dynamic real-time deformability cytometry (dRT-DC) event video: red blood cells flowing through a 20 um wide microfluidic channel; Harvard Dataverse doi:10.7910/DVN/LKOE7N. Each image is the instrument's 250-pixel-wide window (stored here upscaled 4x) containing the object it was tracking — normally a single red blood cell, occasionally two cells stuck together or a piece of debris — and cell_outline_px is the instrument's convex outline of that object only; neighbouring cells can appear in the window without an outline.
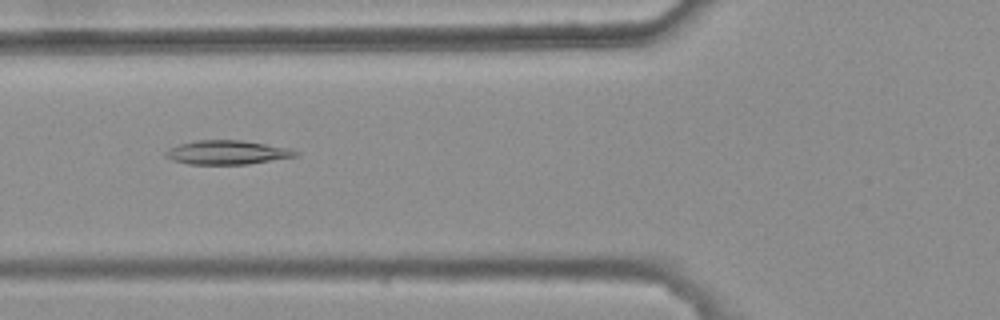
{"species": "common noctule bat (a hibernating species)", "species_latin": "Nyctalus noctula", "temperature_condition": "warm", "stored_images_in_passage": 7, "camera_frame_rate_fps": 3000, "um_per_image_px": 0.085, "animal": {"sex": "female", "body_mass_g": 25.1}, "frame": {"image": 1, "passage_image": 5, "time_ms": 1.333, "image_size_px": [1000, 320], "cell_outline_px": [[300, 156], [248, 164], [188, 164], [172, 160], [164, 156], [164, 152], [168, 148], [180, 144], [196, 140], [240, 140], [292, 148], [300, 152]], "centroid_in_image_um": [19.34, 12.95], "position_along_channel_um": 106.5, "area_um2": 18.38}}
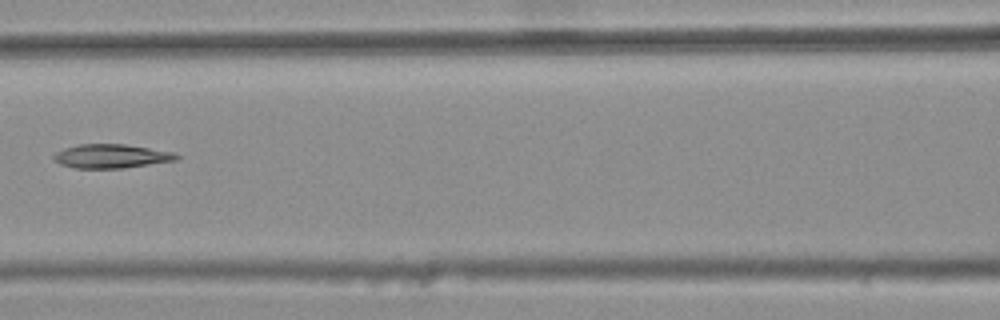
{"frame": {"image": 2, "passage_image": 6, "time_ms": 1.667, "image_size_px": [1000, 320], "cell_outline_px": [[180, 156], [176, 160], [124, 168], [76, 168], [60, 164], [52, 156], [56, 152], [64, 148], [76, 144], [124, 144], [172, 152]], "centroid_in_image_um": [9.42, 13.27], "position_along_channel_um": 157.2, "area_um2": 16.94}}
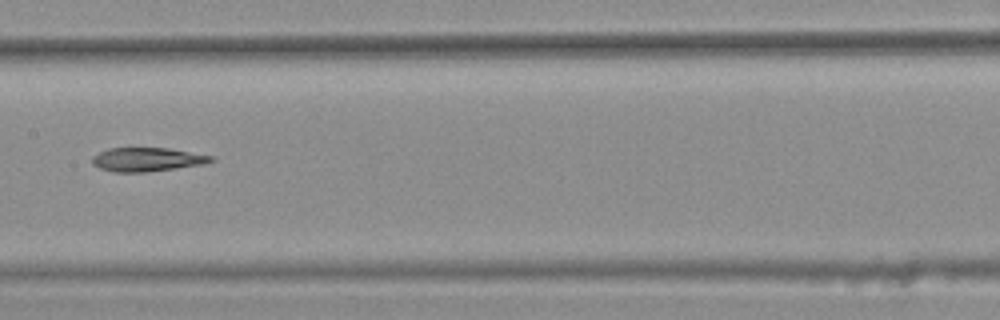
{"frame": {"image": 3, "passage_image": 7, "time_ms": 2.0, "image_size_px": [1000, 320], "cell_outline_px": [[216, 160], [204, 164], [148, 172], [112, 172], [100, 168], [92, 164], [92, 156], [108, 148], [168, 148], [212, 156]], "centroid_in_image_um": [12.49, 13.56], "position_along_channel_um": 194.9, "area_um2": 16.47}}